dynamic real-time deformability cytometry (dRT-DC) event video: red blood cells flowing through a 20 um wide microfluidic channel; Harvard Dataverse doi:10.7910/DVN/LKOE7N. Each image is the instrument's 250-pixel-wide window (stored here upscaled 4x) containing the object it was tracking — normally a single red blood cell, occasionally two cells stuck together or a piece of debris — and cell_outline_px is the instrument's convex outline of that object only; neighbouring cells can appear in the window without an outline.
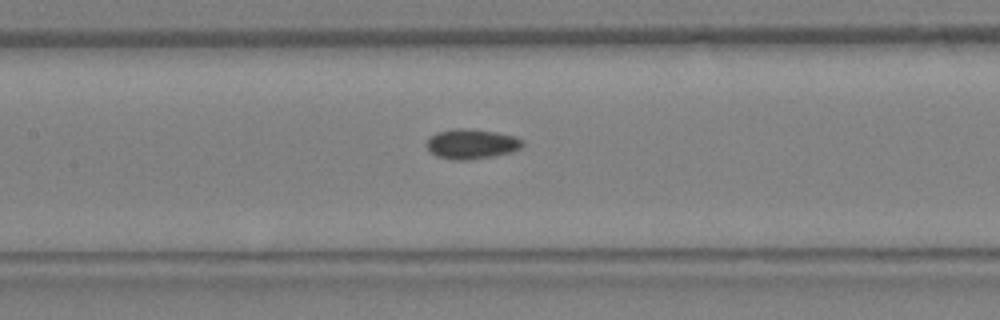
{"species": "Egyptian fruit bat (a non-hibernating species)", "species_latin": "Rousettus aegyptiacus", "temperature_condition": "warm", "stored_images_in_passage": 15, "camera_frame_rate_fps": 3000, "um_per_image_px": 0.085, "animal": {"sex": "female"}, "frame": {"image": 1, "passage_image": 11, "time_ms": 3.333, "image_size_px": [1000, 320], "cell_outline_px": [[524, 144], [520, 148], [512, 152], [492, 156], [464, 160], [452, 160], [436, 156], [424, 144], [428, 136], [436, 132], [452, 128], [464, 128], [496, 132], [516, 136], [524, 140]], "centroid_in_image_um": [40.05, 12.22], "position_along_channel_um": 167.3, "area_um2": 16.94}}